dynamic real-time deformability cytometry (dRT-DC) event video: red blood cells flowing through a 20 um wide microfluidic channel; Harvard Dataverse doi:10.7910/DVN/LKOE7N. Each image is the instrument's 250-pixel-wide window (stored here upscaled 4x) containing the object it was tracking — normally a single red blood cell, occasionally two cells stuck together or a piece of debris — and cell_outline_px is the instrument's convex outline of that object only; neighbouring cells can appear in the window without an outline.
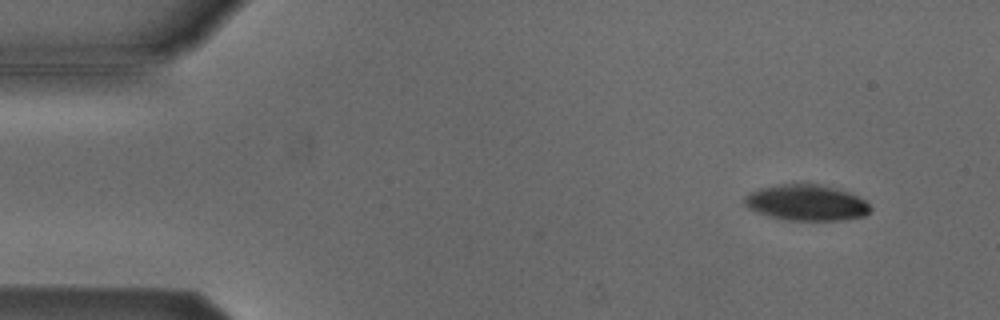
{"species": "Egyptian fruit bat (a non-hibernating species)", "species_latin": "Rousettus aegyptiacus", "temperature_condition": "cold", "stored_images_in_passage": 49, "camera_frame_rate_fps": 3000, "um_per_image_px": 0.085, "animal": {"sex": "male"}, "frame": {"image": 1, "passage_image": 4, "time_ms": 1.0, "image_size_px": [1000, 320], "cell_outline_px": [[872, 208], [864, 216], [840, 220], [784, 220], [768, 216], [748, 208], [744, 204], [744, 196], [748, 192], [760, 188], [780, 184], [816, 184], [836, 188], [848, 192], [864, 200]], "centroid_in_image_um": [68.5, 17.23], "position_along_channel_um": 16.5, "area_um2": 26.24}}
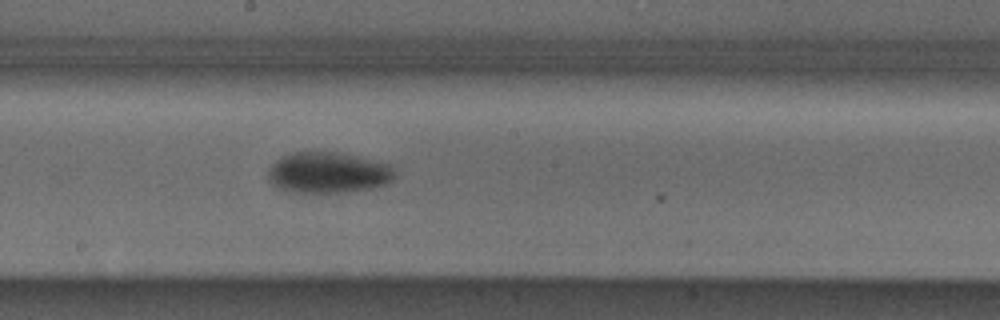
{"frame": {"image": 2, "passage_image": 28, "time_ms": 9.0, "image_size_px": [1000, 320], "cell_outline_px": [[396, 176], [388, 184], [372, 188], [348, 192], [292, 192], [280, 188], [272, 184], [268, 180], [268, 168], [280, 156], [292, 152], [340, 152], [360, 156], [392, 164], [396, 172]], "centroid_in_image_um": [27.94, 14.66], "position_along_channel_um": 220.3, "area_um2": 30.81}}
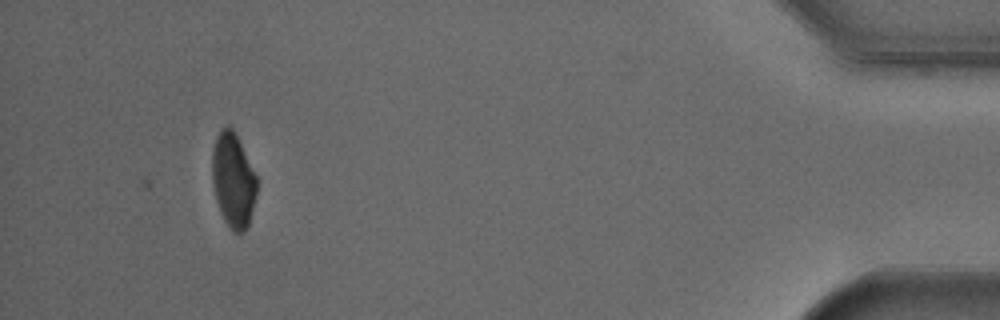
{"frame": {"image": 3, "passage_image": 49, "time_ms": 16.0, "image_size_px": [1000, 320], "cell_outline_px": [[256, 192], [248, 224], [244, 232], [232, 232], [224, 220], [220, 212], [216, 200], [212, 180], [212, 148], [216, 136], [220, 128], [228, 124], [232, 128], [256, 176]], "centroid_in_image_um": [19.78, 15.31], "position_along_channel_um": 415.4, "area_um2": 24.28}, "authors_computed_cell_mechanics": {"area_um2": 28.1486, "velocity_mm_per_s": 3.815, "shape_relaxation_time_tau1_ms": 3.2327, "shape_relaxation_time_tau2_ms": null, "deformation_change_tau1": 0.1031, "deformation_change_tau2": null}}